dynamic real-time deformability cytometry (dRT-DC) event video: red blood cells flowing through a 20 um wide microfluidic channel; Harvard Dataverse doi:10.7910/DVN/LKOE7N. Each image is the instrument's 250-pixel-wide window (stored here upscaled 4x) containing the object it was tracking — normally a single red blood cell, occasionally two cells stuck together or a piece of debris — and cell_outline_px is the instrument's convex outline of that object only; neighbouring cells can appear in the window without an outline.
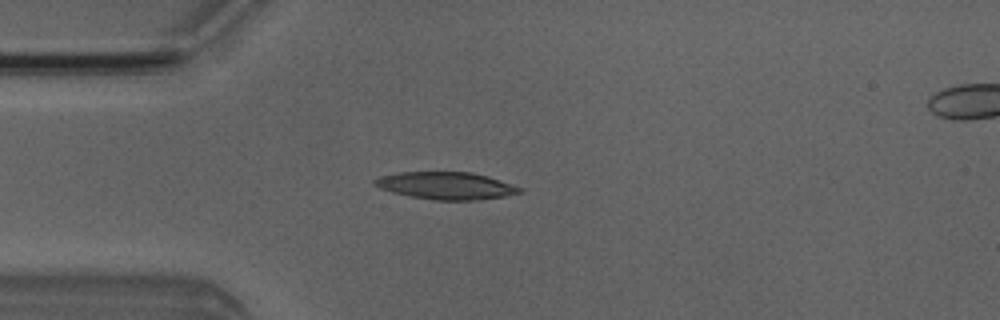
{"species": "Egyptian fruit bat (a non-hibernating species)", "species_latin": "Rousettus aegyptiacus", "temperature_condition": "room temperature", "stored_images_in_passage": 4, "camera_frame_rate_fps": 3000, "um_per_image_px": 0.085, "animal": {"sex": "male"}, "frame": {"image": 1, "passage_image": 3, "time_ms": 2.667, "image_size_px": [1000, 320], "cell_outline_px": [[524, 192], [504, 196], [480, 200], [436, 200], [412, 196], [392, 192], [380, 188], [372, 184], [372, 180], [380, 176], [396, 172], [472, 172], [488, 176], [524, 188]], "centroid_in_image_um": [37.93, 15.78], "position_along_channel_um": 47.1, "area_um2": 23.24}}